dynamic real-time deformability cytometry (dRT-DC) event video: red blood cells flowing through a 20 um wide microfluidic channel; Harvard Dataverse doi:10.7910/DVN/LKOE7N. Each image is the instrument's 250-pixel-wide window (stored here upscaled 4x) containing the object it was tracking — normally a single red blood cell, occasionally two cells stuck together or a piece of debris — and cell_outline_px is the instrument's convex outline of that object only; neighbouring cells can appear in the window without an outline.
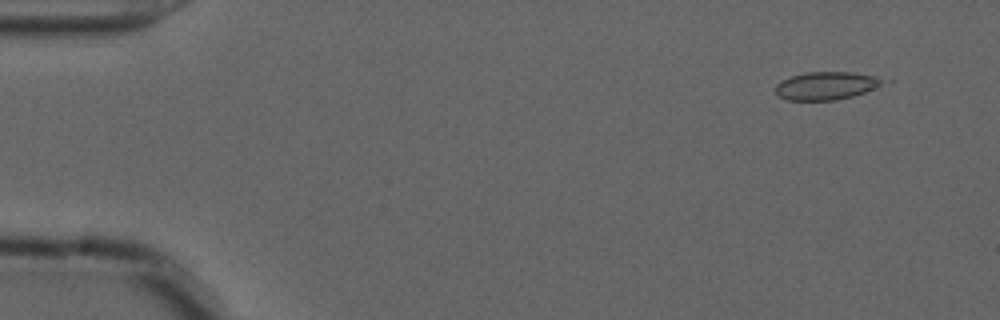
{"species": "common noctule bat (a hibernating species)", "species_latin": "Nyctalus noctula", "temperature_condition": "cold", "stored_images_in_passage": 52, "camera_frame_rate_fps": 3000, "um_per_image_px": 0.085, "animal": {"sex": "male", "forearm_length_mm": 52.5}, "frame": {"image": 1, "passage_image": 1, "time_ms": 0.0, "image_size_px": [1000, 320], "cell_outline_px": [[880, 84], [864, 92], [852, 96], [836, 100], [788, 100], [780, 96], [776, 92], [776, 84], [792, 76], [808, 72], [852, 72], [872, 76], [880, 80]], "centroid_in_image_um": [70.14, 7.29], "position_along_channel_um": 14.9, "area_um2": 16.82}}
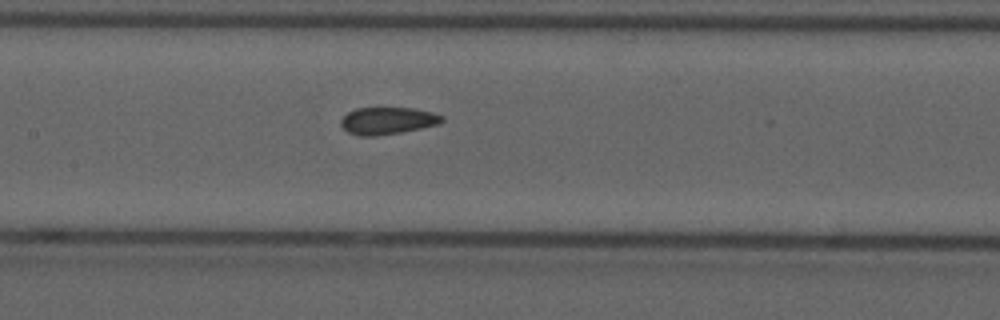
{"frame": {"image": 2, "passage_image": 23, "time_ms": 7.333, "image_size_px": [1000, 320], "cell_outline_px": [[444, 120], [436, 124], [420, 128], [400, 132], [376, 136], [360, 136], [348, 132], [340, 124], [340, 120], [348, 112], [356, 108], [412, 108], [432, 112], [444, 116]], "centroid_in_image_um": [32.92, 10.26], "position_along_channel_um": 174.5, "area_um2": 15.84}}
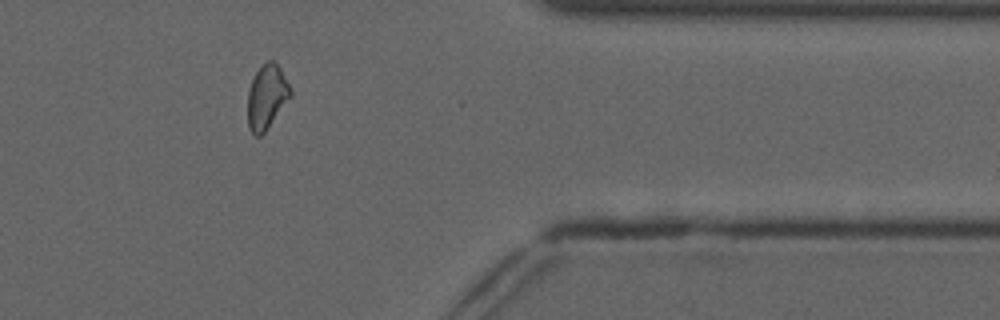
{"frame": {"image": 3, "passage_image": 42, "time_ms": 13.667, "image_size_px": [1000, 320], "cell_outline_px": [[292, 96], [264, 132], [260, 136], [256, 136], [248, 128], [248, 92], [252, 80], [256, 72], [268, 60], [272, 60], [280, 68], [292, 88]], "centroid_in_image_um": [22.69, 8.24], "position_along_channel_um": 388.7, "area_um2": 15.9}, "authors_computed_cell_mechanics": {"area_um2": 16.4441, "velocity_mm_per_s": 3.6857, "shape_relaxation_time_tau1_ms": null, "shape_relaxation_time_tau2_ms": 2.5241, "deformation_change_tau1": null, "deformation_change_tau2": 0.0655}}